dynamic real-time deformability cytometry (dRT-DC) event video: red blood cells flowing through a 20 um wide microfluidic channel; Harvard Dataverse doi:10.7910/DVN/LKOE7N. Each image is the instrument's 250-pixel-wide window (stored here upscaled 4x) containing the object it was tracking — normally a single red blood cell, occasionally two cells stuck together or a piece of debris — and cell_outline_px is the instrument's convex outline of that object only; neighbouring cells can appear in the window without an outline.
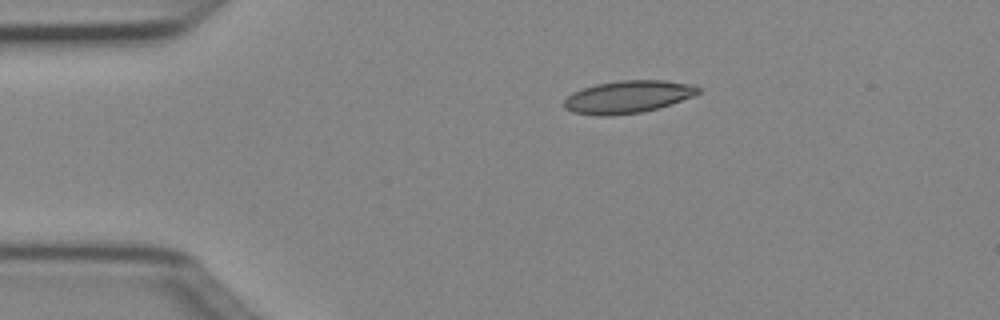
{"species": "Egyptian fruit bat (a non-hibernating species)", "species_latin": "Rousettus aegyptiacus", "temperature_condition": "cold", "stored_images_in_passage": 6, "camera_frame_rate_fps": 3000, "um_per_image_px": 0.085, "animal": {"sex": "female"}, "frame": {"image": 1, "passage_image": 2, "time_ms": 0.333, "image_size_px": [1000, 320], "cell_outline_px": [[700, 92], [696, 96], [660, 108], [644, 112], [612, 116], [596, 116], [572, 112], [564, 108], [564, 100], [572, 92], [596, 84], [620, 80], [664, 80], [688, 84], [700, 88]], "centroid_in_image_um": [53.38, 8.25], "position_along_channel_um": 31.6, "area_um2": 25.72}}
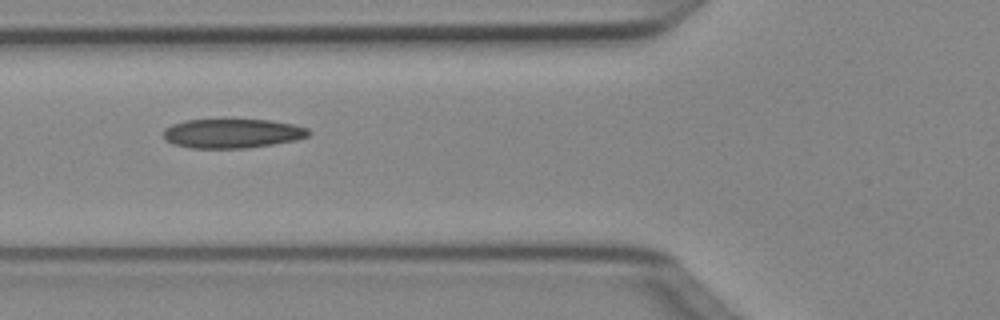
{"frame": {"image": 2, "passage_image": 4, "time_ms": 1.0, "image_size_px": [1000, 320], "cell_outline_px": [[312, 132], [308, 136], [296, 140], [248, 148], [192, 148], [172, 144], [164, 136], [164, 128], [172, 124], [184, 120], [272, 120], [292, 124], [308, 128]], "centroid_in_image_um": [19.76, 11.34], "position_along_channel_um": 106.0, "area_um2": 24.74}}
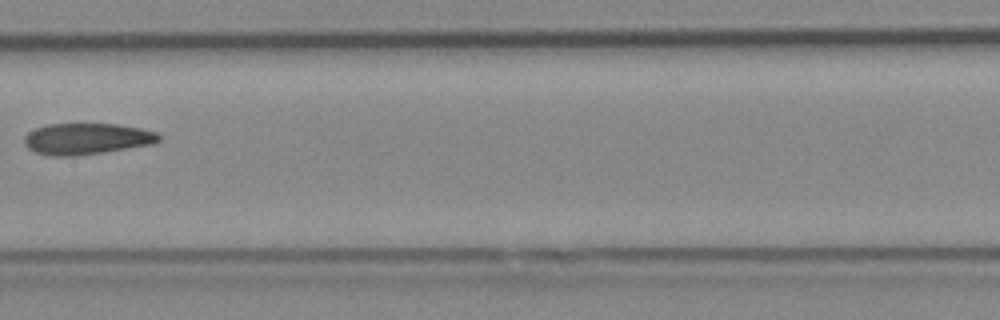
{"frame": {"image": 3, "passage_image": 6, "time_ms": 1.667, "image_size_px": [1000, 320], "cell_outline_px": [[160, 140], [152, 144], [104, 152], [76, 156], [48, 156], [36, 152], [28, 148], [24, 144], [24, 136], [28, 132], [36, 128], [48, 124], [116, 124], [140, 128], [156, 132], [160, 136]], "centroid_in_image_um": [7.34, 11.8], "position_along_channel_um": 200.1, "area_um2": 24.51}}